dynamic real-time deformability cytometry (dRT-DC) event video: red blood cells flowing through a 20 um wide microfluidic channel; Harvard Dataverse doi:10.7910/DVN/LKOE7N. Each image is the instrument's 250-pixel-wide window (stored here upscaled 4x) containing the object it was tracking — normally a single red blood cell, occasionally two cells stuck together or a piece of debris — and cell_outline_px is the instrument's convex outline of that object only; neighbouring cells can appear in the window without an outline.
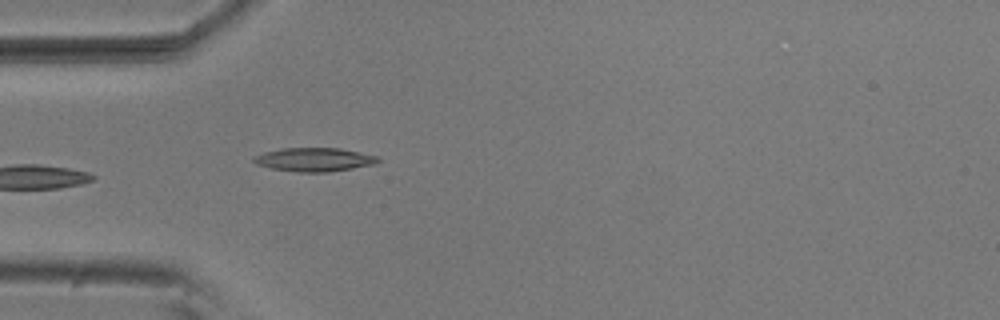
{"species": "common noctule bat (a hibernating species)", "species_latin": "Nyctalus noctula", "temperature_condition": "room temperature", "stored_images_in_passage": 4, "camera_frame_rate_fps": 3000, "um_per_image_px": 0.085, "animal": {"sex": "male", "body_mass_g": 20.5, "forearm_length_mm": 52.5}, "frame": {"image": 1, "passage_image": 4, "time_ms": 1.0, "image_size_px": [1000, 320], "cell_outline_px": [[380, 160], [376, 164], [328, 172], [300, 172], [272, 168], [256, 164], [252, 160], [252, 156], [264, 152], [280, 148], [340, 148], [376, 156]], "centroid_in_image_um": [26.68, 13.56], "position_along_channel_um": 58.3, "area_um2": 17.05}}